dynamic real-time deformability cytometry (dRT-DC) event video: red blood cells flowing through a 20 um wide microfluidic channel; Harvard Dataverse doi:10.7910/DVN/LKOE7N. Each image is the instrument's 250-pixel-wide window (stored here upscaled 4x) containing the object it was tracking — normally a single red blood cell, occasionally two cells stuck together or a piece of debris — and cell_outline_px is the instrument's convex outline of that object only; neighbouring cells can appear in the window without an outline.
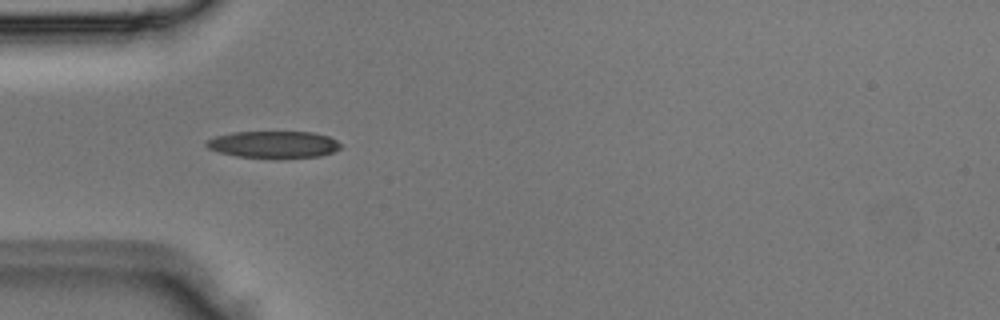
{"species": "Egyptian fruit bat (a non-hibernating species)", "species_latin": "Rousettus aegyptiacus", "temperature_condition": "room temperature", "stored_images_in_passage": 4, "camera_frame_rate_fps": 3000, "um_per_image_px": 0.085, "animal": {"sex": "male"}, "frame": {"image": 1, "passage_image": 3, "time_ms": 0.667, "image_size_px": [1000, 320], "cell_outline_px": [[340, 148], [332, 152], [320, 156], [236, 156], [220, 152], [208, 148], [204, 144], [208, 140], [216, 136], [232, 132], [312, 132], [328, 136], [336, 140], [340, 144]], "centroid_in_image_um": [23.24, 12.24], "position_along_channel_um": 61.8, "area_um2": 20.29}}